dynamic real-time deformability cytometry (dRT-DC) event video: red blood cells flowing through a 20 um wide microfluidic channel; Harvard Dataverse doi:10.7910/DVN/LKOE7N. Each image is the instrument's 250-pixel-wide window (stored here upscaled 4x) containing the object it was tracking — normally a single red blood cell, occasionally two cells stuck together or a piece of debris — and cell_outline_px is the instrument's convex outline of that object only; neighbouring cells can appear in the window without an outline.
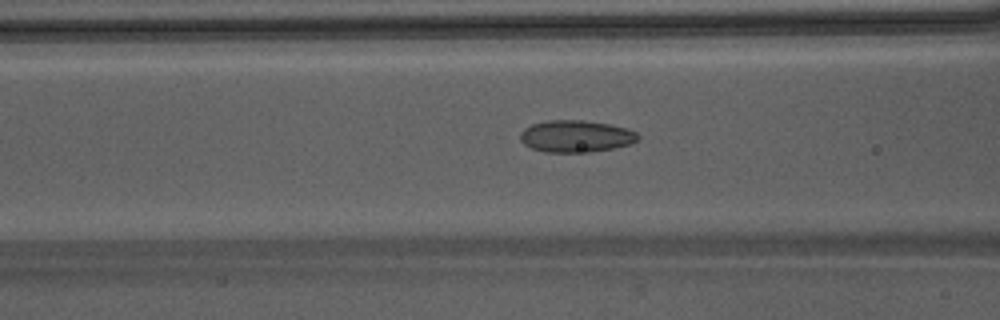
{"species": "Egyptian fruit bat (a non-hibernating species)", "species_latin": "Rousettus aegyptiacus", "temperature_condition": "warm", "stored_images_in_passage": 33, "camera_frame_rate_fps": 3000, "um_per_image_px": 0.085, "animal": {"sex": "male"}, "frame": {"image": 1, "passage_image": 11, "time_ms": 3.333, "image_size_px": [1000, 320], "cell_outline_px": [[640, 136], [636, 140], [628, 144], [612, 148], [588, 152], [544, 152], [532, 148], [524, 144], [520, 140], [520, 132], [524, 128], [532, 124], [548, 120], [580, 120], [608, 124], [624, 128], [636, 132]], "centroid_in_image_um": [48.9, 11.58], "position_along_channel_um": 117.7, "area_um2": 21.68}}
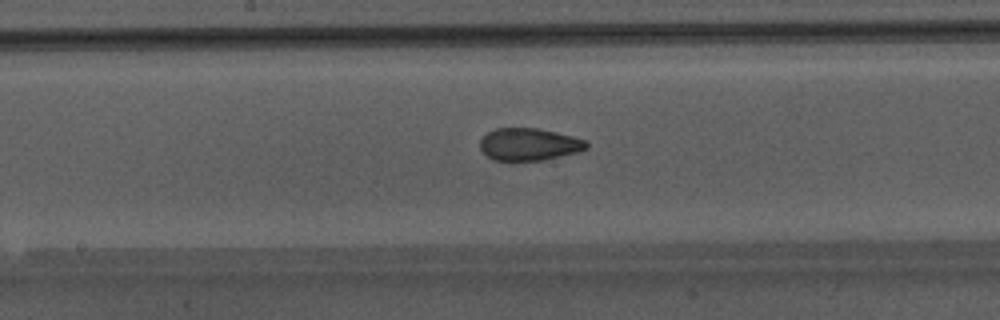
{"frame": {"image": 2, "passage_image": 17, "time_ms": 5.333, "image_size_px": [1000, 320], "cell_outline_px": [[588, 148], [576, 152], [540, 160], [512, 164], [492, 160], [480, 148], [480, 140], [488, 132], [496, 128], [540, 128], [588, 140]], "centroid_in_image_um": [44.93, 12.3], "position_along_channel_um": 203.3, "area_um2": 20.58}}
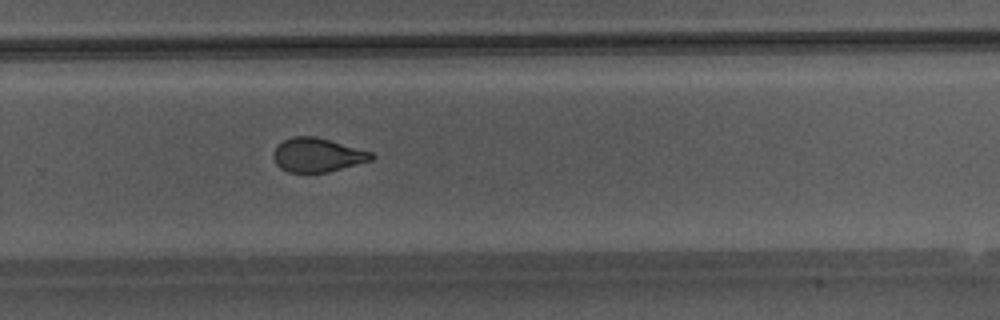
{"frame": {"image": 3, "passage_image": 24, "time_ms": 7.667, "image_size_px": [1000, 320], "cell_outline_px": [[376, 156], [372, 160], [328, 172], [288, 172], [280, 168], [276, 164], [272, 156], [276, 148], [284, 140], [292, 136], [316, 136], [372, 152]], "centroid_in_image_um": [26.98, 13.17], "position_along_channel_um": 302.8, "area_um2": 19.31}, "authors_computed_cell_mechanics": {"area_um2": 20.5768, "velocity_mm_per_s": 4.2773, "shape_relaxation_time_tau1_ms": 6.2014, "shape_relaxation_time_tau2_ms": 1.1846, "deformation_change_tau1": 0.1788, "deformation_change_tau2": 0.0707}}